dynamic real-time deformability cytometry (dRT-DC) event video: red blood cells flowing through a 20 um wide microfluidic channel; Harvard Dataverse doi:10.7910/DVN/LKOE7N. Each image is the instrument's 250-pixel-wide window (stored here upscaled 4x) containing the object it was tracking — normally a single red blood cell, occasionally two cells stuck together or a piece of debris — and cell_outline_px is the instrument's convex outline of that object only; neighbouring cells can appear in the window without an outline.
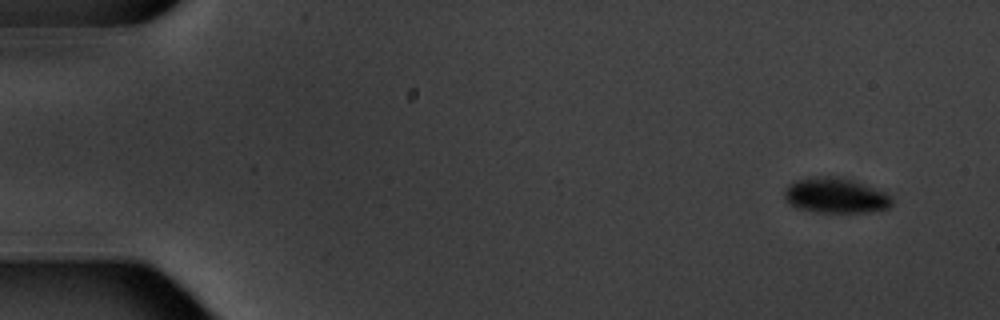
{"species": "common noctule bat (a hibernating species)", "species_latin": "Nyctalus noctula", "temperature_condition": "warm", "stored_images_in_passage": 5, "camera_frame_rate_fps": 3000, "um_per_image_px": 0.085, "animal": {"sex": "male", "body_mass_g": 20.1, "forearm_length_mm": 53.5}, "frame": {"image": 1, "passage_image": 1, "time_ms": 0.0, "image_size_px": [1000, 320], "cell_outline_px": [[892, 204], [888, 208], [872, 212], [816, 212], [796, 208], [788, 204], [784, 200], [784, 192], [788, 184], [796, 180], [816, 176], [832, 176], [852, 180], [884, 192], [892, 196]], "centroid_in_image_um": [70.98, 16.63], "position_along_channel_um": 14.0, "area_um2": 22.14}}
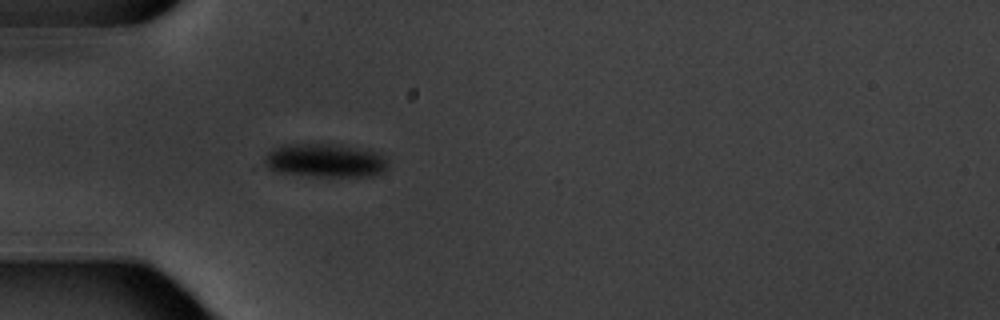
{"frame": {"image": 2, "passage_image": 5, "time_ms": 4.667, "image_size_px": [1000, 320], "cell_outline_px": [[388, 168], [384, 172], [372, 176], [312, 176], [276, 172], [268, 168], [264, 164], [264, 156], [268, 152], [276, 148], [288, 144], [340, 144], [384, 152], [388, 160]], "centroid_in_image_um": [27.73, 13.64], "position_along_channel_um": 57.3, "area_um2": 24.74}}